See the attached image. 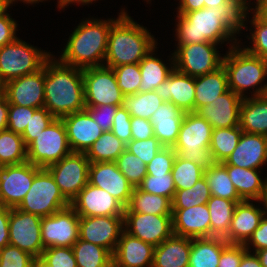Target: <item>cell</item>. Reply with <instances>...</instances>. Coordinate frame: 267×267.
I'll return each instance as SVG.
<instances>
[{
  "mask_svg": "<svg viewBox=\"0 0 267 267\" xmlns=\"http://www.w3.org/2000/svg\"><path fill=\"white\" fill-rule=\"evenodd\" d=\"M242 16L231 4L204 7L185 14H177L175 35L178 44L176 45L231 42L230 47L236 46L241 42L235 37L243 30Z\"/></svg>",
  "mask_w": 267,
  "mask_h": 267,
  "instance_id": "6da1fadb",
  "label": "cell"
},
{
  "mask_svg": "<svg viewBox=\"0 0 267 267\" xmlns=\"http://www.w3.org/2000/svg\"><path fill=\"white\" fill-rule=\"evenodd\" d=\"M45 68L44 107L55 118L84 110L83 69L63 64L51 55Z\"/></svg>",
  "mask_w": 267,
  "mask_h": 267,
  "instance_id": "7a4b0ae2",
  "label": "cell"
},
{
  "mask_svg": "<svg viewBox=\"0 0 267 267\" xmlns=\"http://www.w3.org/2000/svg\"><path fill=\"white\" fill-rule=\"evenodd\" d=\"M115 21V18L100 20L94 17L81 21L70 34L58 60L81 69L103 66L110 27Z\"/></svg>",
  "mask_w": 267,
  "mask_h": 267,
  "instance_id": "3957f363",
  "label": "cell"
},
{
  "mask_svg": "<svg viewBox=\"0 0 267 267\" xmlns=\"http://www.w3.org/2000/svg\"><path fill=\"white\" fill-rule=\"evenodd\" d=\"M111 25L104 65L114 68L139 63L157 45L146 27L133 21L123 9Z\"/></svg>",
  "mask_w": 267,
  "mask_h": 267,
  "instance_id": "277c9868",
  "label": "cell"
},
{
  "mask_svg": "<svg viewBox=\"0 0 267 267\" xmlns=\"http://www.w3.org/2000/svg\"><path fill=\"white\" fill-rule=\"evenodd\" d=\"M240 46L241 44H237L229 47L223 57L222 65L227 73L228 89L242 98L248 97L245 92L250 91L249 88H255L251 96L267 95V83L262 85L267 77L265 59L250 54Z\"/></svg>",
  "mask_w": 267,
  "mask_h": 267,
  "instance_id": "5b68a950",
  "label": "cell"
},
{
  "mask_svg": "<svg viewBox=\"0 0 267 267\" xmlns=\"http://www.w3.org/2000/svg\"><path fill=\"white\" fill-rule=\"evenodd\" d=\"M212 130L210 123L196 112H186L173 146L174 151L204 169L214 166L216 161L209 149Z\"/></svg>",
  "mask_w": 267,
  "mask_h": 267,
  "instance_id": "8992f818",
  "label": "cell"
},
{
  "mask_svg": "<svg viewBox=\"0 0 267 267\" xmlns=\"http://www.w3.org/2000/svg\"><path fill=\"white\" fill-rule=\"evenodd\" d=\"M17 38L0 47V77L6 83L37 72L52 55Z\"/></svg>",
  "mask_w": 267,
  "mask_h": 267,
  "instance_id": "52a82bcc",
  "label": "cell"
},
{
  "mask_svg": "<svg viewBox=\"0 0 267 267\" xmlns=\"http://www.w3.org/2000/svg\"><path fill=\"white\" fill-rule=\"evenodd\" d=\"M68 206L70 202L61 193L51 173L46 168H41L35 174L29 191L16 208L46 217Z\"/></svg>",
  "mask_w": 267,
  "mask_h": 267,
  "instance_id": "ba28073f",
  "label": "cell"
},
{
  "mask_svg": "<svg viewBox=\"0 0 267 267\" xmlns=\"http://www.w3.org/2000/svg\"><path fill=\"white\" fill-rule=\"evenodd\" d=\"M72 153L61 118H55L27 146V162L47 168Z\"/></svg>",
  "mask_w": 267,
  "mask_h": 267,
  "instance_id": "9c48e42d",
  "label": "cell"
},
{
  "mask_svg": "<svg viewBox=\"0 0 267 267\" xmlns=\"http://www.w3.org/2000/svg\"><path fill=\"white\" fill-rule=\"evenodd\" d=\"M217 45L212 42L177 45L173 52L175 69L192 77L217 70L224 57L218 53Z\"/></svg>",
  "mask_w": 267,
  "mask_h": 267,
  "instance_id": "30bf717a",
  "label": "cell"
},
{
  "mask_svg": "<svg viewBox=\"0 0 267 267\" xmlns=\"http://www.w3.org/2000/svg\"><path fill=\"white\" fill-rule=\"evenodd\" d=\"M86 107L122 105L121 92L112 68L103 66L83 69Z\"/></svg>",
  "mask_w": 267,
  "mask_h": 267,
  "instance_id": "8fae6325",
  "label": "cell"
},
{
  "mask_svg": "<svg viewBox=\"0 0 267 267\" xmlns=\"http://www.w3.org/2000/svg\"><path fill=\"white\" fill-rule=\"evenodd\" d=\"M90 161L86 153L72 152L46 169L51 173L63 196L71 202L88 184Z\"/></svg>",
  "mask_w": 267,
  "mask_h": 267,
  "instance_id": "7c38bea8",
  "label": "cell"
},
{
  "mask_svg": "<svg viewBox=\"0 0 267 267\" xmlns=\"http://www.w3.org/2000/svg\"><path fill=\"white\" fill-rule=\"evenodd\" d=\"M42 217L24 212L18 208H10L9 244L29 253L34 258L42 255L41 239Z\"/></svg>",
  "mask_w": 267,
  "mask_h": 267,
  "instance_id": "4fadbf2b",
  "label": "cell"
},
{
  "mask_svg": "<svg viewBox=\"0 0 267 267\" xmlns=\"http://www.w3.org/2000/svg\"><path fill=\"white\" fill-rule=\"evenodd\" d=\"M79 215L68 206L41 219V239L44 248L72 247L79 239Z\"/></svg>",
  "mask_w": 267,
  "mask_h": 267,
  "instance_id": "5bb4252c",
  "label": "cell"
},
{
  "mask_svg": "<svg viewBox=\"0 0 267 267\" xmlns=\"http://www.w3.org/2000/svg\"><path fill=\"white\" fill-rule=\"evenodd\" d=\"M40 169L30 162L0 166V206L17 207L29 191L35 174Z\"/></svg>",
  "mask_w": 267,
  "mask_h": 267,
  "instance_id": "9a60e30c",
  "label": "cell"
},
{
  "mask_svg": "<svg viewBox=\"0 0 267 267\" xmlns=\"http://www.w3.org/2000/svg\"><path fill=\"white\" fill-rule=\"evenodd\" d=\"M124 231L156 247L173 234L172 215L124 212Z\"/></svg>",
  "mask_w": 267,
  "mask_h": 267,
  "instance_id": "2e32d148",
  "label": "cell"
},
{
  "mask_svg": "<svg viewBox=\"0 0 267 267\" xmlns=\"http://www.w3.org/2000/svg\"><path fill=\"white\" fill-rule=\"evenodd\" d=\"M123 231L124 216H94L79 219V238L104 247L112 255Z\"/></svg>",
  "mask_w": 267,
  "mask_h": 267,
  "instance_id": "e0dca14e",
  "label": "cell"
},
{
  "mask_svg": "<svg viewBox=\"0 0 267 267\" xmlns=\"http://www.w3.org/2000/svg\"><path fill=\"white\" fill-rule=\"evenodd\" d=\"M79 217L124 216L125 207L109 192L87 184L70 202Z\"/></svg>",
  "mask_w": 267,
  "mask_h": 267,
  "instance_id": "ac0fdd59",
  "label": "cell"
},
{
  "mask_svg": "<svg viewBox=\"0 0 267 267\" xmlns=\"http://www.w3.org/2000/svg\"><path fill=\"white\" fill-rule=\"evenodd\" d=\"M45 68L5 83V98L9 104L31 107H44Z\"/></svg>",
  "mask_w": 267,
  "mask_h": 267,
  "instance_id": "d6986e66",
  "label": "cell"
},
{
  "mask_svg": "<svg viewBox=\"0 0 267 267\" xmlns=\"http://www.w3.org/2000/svg\"><path fill=\"white\" fill-rule=\"evenodd\" d=\"M88 183L106 190L124 207L128 205L134 189L120 172L116 162L90 163Z\"/></svg>",
  "mask_w": 267,
  "mask_h": 267,
  "instance_id": "ffe728a7",
  "label": "cell"
},
{
  "mask_svg": "<svg viewBox=\"0 0 267 267\" xmlns=\"http://www.w3.org/2000/svg\"><path fill=\"white\" fill-rule=\"evenodd\" d=\"M61 119L72 152L86 153L104 132L86 109L68 114Z\"/></svg>",
  "mask_w": 267,
  "mask_h": 267,
  "instance_id": "44dd1931",
  "label": "cell"
},
{
  "mask_svg": "<svg viewBox=\"0 0 267 267\" xmlns=\"http://www.w3.org/2000/svg\"><path fill=\"white\" fill-rule=\"evenodd\" d=\"M267 163V136L242 132L238 144L223 165L261 170Z\"/></svg>",
  "mask_w": 267,
  "mask_h": 267,
  "instance_id": "7402d4cb",
  "label": "cell"
},
{
  "mask_svg": "<svg viewBox=\"0 0 267 267\" xmlns=\"http://www.w3.org/2000/svg\"><path fill=\"white\" fill-rule=\"evenodd\" d=\"M243 98L228 89L213 102L195 112L206 119L213 129L239 126L240 105Z\"/></svg>",
  "mask_w": 267,
  "mask_h": 267,
  "instance_id": "603a6c76",
  "label": "cell"
},
{
  "mask_svg": "<svg viewBox=\"0 0 267 267\" xmlns=\"http://www.w3.org/2000/svg\"><path fill=\"white\" fill-rule=\"evenodd\" d=\"M165 102L174 103L183 112H194L195 77L174 70L156 89Z\"/></svg>",
  "mask_w": 267,
  "mask_h": 267,
  "instance_id": "cb8c5ba5",
  "label": "cell"
},
{
  "mask_svg": "<svg viewBox=\"0 0 267 267\" xmlns=\"http://www.w3.org/2000/svg\"><path fill=\"white\" fill-rule=\"evenodd\" d=\"M173 234L188 238H210V213L207 204L172 209Z\"/></svg>",
  "mask_w": 267,
  "mask_h": 267,
  "instance_id": "d4e9b609",
  "label": "cell"
},
{
  "mask_svg": "<svg viewBox=\"0 0 267 267\" xmlns=\"http://www.w3.org/2000/svg\"><path fill=\"white\" fill-rule=\"evenodd\" d=\"M154 248L123 231L112 255L113 267H152Z\"/></svg>",
  "mask_w": 267,
  "mask_h": 267,
  "instance_id": "484cf974",
  "label": "cell"
},
{
  "mask_svg": "<svg viewBox=\"0 0 267 267\" xmlns=\"http://www.w3.org/2000/svg\"><path fill=\"white\" fill-rule=\"evenodd\" d=\"M253 202L255 201L243 200L237 203L227 234L228 243L245 244L260 225L264 217L263 209Z\"/></svg>",
  "mask_w": 267,
  "mask_h": 267,
  "instance_id": "4316f807",
  "label": "cell"
},
{
  "mask_svg": "<svg viewBox=\"0 0 267 267\" xmlns=\"http://www.w3.org/2000/svg\"><path fill=\"white\" fill-rule=\"evenodd\" d=\"M184 115L185 112L174 103L166 101L152 115L150 121L154 128V136L164 147L175 145Z\"/></svg>",
  "mask_w": 267,
  "mask_h": 267,
  "instance_id": "83f0119b",
  "label": "cell"
},
{
  "mask_svg": "<svg viewBox=\"0 0 267 267\" xmlns=\"http://www.w3.org/2000/svg\"><path fill=\"white\" fill-rule=\"evenodd\" d=\"M191 238L172 234L154 248L152 267H188Z\"/></svg>",
  "mask_w": 267,
  "mask_h": 267,
  "instance_id": "f1b7e54d",
  "label": "cell"
},
{
  "mask_svg": "<svg viewBox=\"0 0 267 267\" xmlns=\"http://www.w3.org/2000/svg\"><path fill=\"white\" fill-rule=\"evenodd\" d=\"M239 126L243 132L267 136V95L243 98Z\"/></svg>",
  "mask_w": 267,
  "mask_h": 267,
  "instance_id": "f546056e",
  "label": "cell"
},
{
  "mask_svg": "<svg viewBox=\"0 0 267 267\" xmlns=\"http://www.w3.org/2000/svg\"><path fill=\"white\" fill-rule=\"evenodd\" d=\"M228 176L242 200L259 201L267 178L261 179V170L224 165ZM260 171V172H259Z\"/></svg>",
  "mask_w": 267,
  "mask_h": 267,
  "instance_id": "4dcf8cb0",
  "label": "cell"
},
{
  "mask_svg": "<svg viewBox=\"0 0 267 267\" xmlns=\"http://www.w3.org/2000/svg\"><path fill=\"white\" fill-rule=\"evenodd\" d=\"M228 90L227 73L223 65L217 70L195 77L194 112L213 102Z\"/></svg>",
  "mask_w": 267,
  "mask_h": 267,
  "instance_id": "1f68e13d",
  "label": "cell"
},
{
  "mask_svg": "<svg viewBox=\"0 0 267 267\" xmlns=\"http://www.w3.org/2000/svg\"><path fill=\"white\" fill-rule=\"evenodd\" d=\"M152 49L138 64L141 72V83L139 92H150L155 89L166 79L170 73L174 70V56L172 53L170 66L165 64L163 60L155 57V49ZM167 65V66H166Z\"/></svg>",
  "mask_w": 267,
  "mask_h": 267,
  "instance_id": "d6a6232c",
  "label": "cell"
},
{
  "mask_svg": "<svg viewBox=\"0 0 267 267\" xmlns=\"http://www.w3.org/2000/svg\"><path fill=\"white\" fill-rule=\"evenodd\" d=\"M227 244L222 238H191L188 267H217L222 249Z\"/></svg>",
  "mask_w": 267,
  "mask_h": 267,
  "instance_id": "836d02e7",
  "label": "cell"
},
{
  "mask_svg": "<svg viewBox=\"0 0 267 267\" xmlns=\"http://www.w3.org/2000/svg\"><path fill=\"white\" fill-rule=\"evenodd\" d=\"M239 202L211 196L207 202L210 213V237L222 238L227 241V234L235 207Z\"/></svg>",
  "mask_w": 267,
  "mask_h": 267,
  "instance_id": "e575fe53",
  "label": "cell"
},
{
  "mask_svg": "<svg viewBox=\"0 0 267 267\" xmlns=\"http://www.w3.org/2000/svg\"><path fill=\"white\" fill-rule=\"evenodd\" d=\"M124 212H137L154 215H172V202L169 198L150 194L134 188Z\"/></svg>",
  "mask_w": 267,
  "mask_h": 267,
  "instance_id": "d590c367",
  "label": "cell"
},
{
  "mask_svg": "<svg viewBox=\"0 0 267 267\" xmlns=\"http://www.w3.org/2000/svg\"><path fill=\"white\" fill-rule=\"evenodd\" d=\"M72 250L77 267H113L112 254L102 246L79 238Z\"/></svg>",
  "mask_w": 267,
  "mask_h": 267,
  "instance_id": "8d00e7d4",
  "label": "cell"
},
{
  "mask_svg": "<svg viewBox=\"0 0 267 267\" xmlns=\"http://www.w3.org/2000/svg\"><path fill=\"white\" fill-rule=\"evenodd\" d=\"M126 150V144L111 131H104L102 135L87 150L86 156L90 163L115 162Z\"/></svg>",
  "mask_w": 267,
  "mask_h": 267,
  "instance_id": "74e56055",
  "label": "cell"
},
{
  "mask_svg": "<svg viewBox=\"0 0 267 267\" xmlns=\"http://www.w3.org/2000/svg\"><path fill=\"white\" fill-rule=\"evenodd\" d=\"M204 176L211 191V195L235 202H242L234 184L228 176L227 169L222 163L204 170Z\"/></svg>",
  "mask_w": 267,
  "mask_h": 267,
  "instance_id": "f35d334b",
  "label": "cell"
},
{
  "mask_svg": "<svg viewBox=\"0 0 267 267\" xmlns=\"http://www.w3.org/2000/svg\"><path fill=\"white\" fill-rule=\"evenodd\" d=\"M27 162V146L21 134L8 129L0 132V166Z\"/></svg>",
  "mask_w": 267,
  "mask_h": 267,
  "instance_id": "ab89813d",
  "label": "cell"
},
{
  "mask_svg": "<svg viewBox=\"0 0 267 267\" xmlns=\"http://www.w3.org/2000/svg\"><path fill=\"white\" fill-rule=\"evenodd\" d=\"M240 126L212 130L210 151L216 163H223L236 148L242 134Z\"/></svg>",
  "mask_w": 267,
  "mask_h": 267,
  "instance_id": "60d3db41",
  "label": "cell"
},
{
  "mask_svg": "<svg viewBox=\"0 0 267 267\" xmlns=\"http://www.w3.org/2000/svg\"><path fill=\"white\" fill-rule=\"evenodd\" d=\"M163 102L156 91L138 92L132 95H124L121 106L128 110L131 117L150 120Z\"/></svg>",
  "mask_w": 267,
  "mask_h": 267,
  "instance_id": "b9f144b4",
  "label": "cell"
},
{
  "mask_svg": "<svg viewBox=\"0 0 267 267\" xmlns=\"http://www.w3.org/2000/svg\"><path fill=\"white\" fill-rule=\"evenodd\" d=\"M211 191L205 176L200 178L193 187L176 190L172 202V209H186L192 206L207 204Z\"/></svg>",
  "mask_w": 267,
  "mask_h": 267,
  "instance_id": "7bdbcfd3",
  "label": "cell"
},
{
  "mask_svg": "<svg viewBox=\"0 0 267 267\" xmlns=\"http://www.w3.org/2000/svg\"><path fill=\"white\" fill-rule=\"evenodd\" d=\"M204 170L200 165L187 161L177 154L171 171L176 190L193 187L204 176Z\"/></svg>",
  "mask_w": 267,
  "mask_h": 267,
  "instance_id": "ee69618b",
  "label": "cell"
},
{
  "mask_svg": "<svg viewBox=\"0 0 267 267\" xmlns=\"http://www.w3.org/2000/svg\"><path fill=\"white\" fill-rule=\"evenodd\" d=\"M115 162L120 172L134 188L138 187L147 175L146 164L143 160L127 150Z\"/></svg>",
  "mask_w": 267,
  "mask_h": 267,
  "instance_id": "f6af8a7d",
  "label": "cell"
},
{
  "mask_svg": "<svg viewBox=\"0 0 267 267\" xmlns=\"http://www.w3.org/2000/svg\"><path fill=\"white\" fill-rule=\"evenodd\" d=\"M138 188L146 193L167 197L171 201L176 191L171 172L167 174H147Z\"/></svg>",
  "mask_w": 267,
  "mask_h": 267,
  "instance_id": "bcb514c9",
  "label": "cell"
},
{
  "mask_svg": "<svg viewBox=\"0 0 267 267\" xmlns=\"http://www.w3.org/2000/svg\"><path fill=\"white\" fill-rule=\"evenodd\" d=\"M118 86L124 95H132L139 92L141 72L139 64H127L112 68Z\"/></svg>",
  "mask_w": 267,
  "mask_h": 267,
  "instance_id": "7dc6e473",
  "label": "cell"
},
{
  "mask_svg": "<svg viewBox=\"0 0 267 267\" xmlns=\"http://www.w3.org/2000/svg\"><path fill=\"white\" fill-rule=\"evenodd\" d=\"M252 14V19L249 22L251 24L249 29L251 37L248 39L252 40L250 43L253 42V45L243 48L250 54L265 59L267 57V23L259 15Z\"/></svg>",
  "mask_w": 267,
  "mask_h": 267,
  "instance_id": "c3c4849f",
  "label": "cell"
},
{
  "mask_svg": "<svg viewBox=\"0 0 267 267\" xmlns=\"http://www.w3.org/2000/svg\"><path fill=\"white\" fill-rule=\"evenodd\" d=\"M54 119L45 107L37 109L21 134L25 145L28 146Z\"/></svg>",
  "mask_w": 267,
  "mask_h": 267,
  "instance_id": "681fc988",
  "label": "cell"
},
{
  "mask_svg": "<svg viewBox=\"0 0 267 267\" xmlns=\"http://www.w3.org/2000/svg\"><path fill=\"white\" fill-rule=\"evenodd\" d=\"M163 147L160 141L153 136L146 140L132 139L126 145V150L138 156L147 165Z\"/></svg>",
  "mask_w": 267,
  "mask_h": 267,
  "instance_id": "f907efd6",
  "label": "cell"
},
{
  "mask_svg": "<svg viewBox=\"0 0 267 267\" xmlns=\"http://www.w3.org/2000/svg\"><path fill=\"white\" fill-rule=\"evenodd\" d=\"M34 257L16 246L0 248V267H32Z\"/></svg>",
  "mask_w": 267,
  "mask_h": 267,
  "instance_id": "816d5d0a",
  "label": "cell"
},
{
  "mask_svg": "<svg viewBox=\"0 0 267 267\" xmlns=\"http://www.w3.org/2000/svg\"><path fill=\"white\" fill-rule=\"evenodd\" d=\"M36 110V108L9 104L7 129L22 134Z\"/></svg>",
  "mask_w": 267,
  "mask_h": 267,
  "instance_id": "f5cc1de1",
  "label": "cell"
},
{
  "mask_svg": "<svg viewBox=\"0 0 267 267\" xmlns=\"http://www.w3.org/2000/svg\"><path fill=\"white\" fill-rule=\"evenodd\" d=\"M41 257L53 267H77L72 247H49Z\"/></svg>",
  "mask_w": 267,
  "mask_h": 267,
  "instance_id": "db71d44e",
  "label": "cell"
},
{
  "mask_svg": "<svg viewBox=\"0 0 267 267\" xmlns=\"http://www.w3.org/2000/svg\"><path fill=\"white\" fill-rule=\"evenodd\" d=\"M173 147H163L146 165L147 174H167L172 171L176 157Z\"/></svg>",
  "mask_w": 267,
  "mask_h": 267,
  "instance_id": "11a10c76",
  "label": "cell"
},
{
  "mask_svg": "<svg viewBox=\"0 0 267 267\" xmlns=\"http://www.w3.org/2000/svg\"><path fill=\"white\" fill-rule=\"evenodd\" d=\"M111 132L126 145L132 140L131 115L126 108L120 106L114 116Z\"/></svg>",
  "mask_w": 267,
  "mask_h": 267,
  "instance_id": "9f6ffc18",
  "label": "cell"
},
{
  "mask_svg": "<svg viewBox=\"0 0 267 267\" xmlns=\"http://www.w3.org/2000/svg\"><path fill=\"white\" fill-rule=\"evenodd\" d=\"M121 105H101L86 107L93 120L98 123L103 131H111L114 116Z\"/></svg>",
  "mask_w": 267,
  "mask_h": 267,
  "instance_id": "6f0895ef",
  "label": "cell"
},
{
  "mask_svg": "<svg viewBox=\"0 0 267 267\" xmlns=\"http://www.w3.org/2000/svg\"><path fill=\"white\" fill-rule=\"evenodd\" d=\"M247 252L244 244L228 243L220 255L217 267H239L242 256Z\"/></svg>",
  "mask_w": 267,
  "mask_h": 267,
  "instance_id": "680465c9",
  "label": "cell"
},
{
  "mask_svg": "<svg viewBox=\"0 0 267 267\" xmlns=\"http://www.w3.org/2000/svg\"><path fill=\"white\" fill-rule=\"evenodd\" d=\"M244 246L249 252H251L252 248L253 250L255 249L253 252L267 248V217H263L260 225L254 230Z\"/></svg>",
  "mask_w": 267,
  "mask_h": 267,
  "instance_id": "91938a15",
  "label": "cell"
},
{
  "mask_svg": "<svg viewBox=\"0 0 267 267\" xmlns=\"http://www.w3.org/2000/svg\"><path fill=\"white\" fill-rule=\"evenodd\" d=\"M17 22L7 13L0 17V47L12 43L18 37L16 35Z\"/></svg>",
  "mask_w": 267,
  "mask_h": 267,
  "instance_id": "94428289",
  "label": "cell"
},
{
  "mask_svg": "<svg viewBox=\"0 0 267 267\" xmlns=\"http://www.w3.org/2000/svg\"><path fill=\"white\" fill-rule=\"evenodd\" d=\"M131 134L134 140H146L154 136V128L150 120L131 117Z\"/></svg>",
  "mask_w": 267,
  "mask_h": 267,
  "instance_id": "6125c7cd",
  "label": "cell"
},
{
  "mask_svg": "<svg viewBox=\"0 0 267 267\" xmlns=\"http://www.w3.org/2000/svg\"><path fill=\"white\" fill-rule=\"evenodd\" d=\"M10 208L0 206V248L9 244Z\"/></svg>",
  "mask_w": 267,
  "mask_h": 267,
  "instance_id": "be15d7a7",
  "label": "cell"
},
{
  "mask_svg": "<svg viewBox=\"0 0 267 267\" xmlns=\"http://www.w3.org/2000/svg\"><path fill=\"white\" fill-rule=\"evenodd\" d=\"M205 7L204 0H179L177 14L196 11Z\"/></svg>",
  "mask_w": 267,
  "mask_h": 267,
  "instance_id": "e7e4bbea",
  "label": "cell"
},
{
  "mask_svg": "<svg viewBox=\"0 0 267 267\" xmlns=\"http://www.w3.org/2000/svg\"><path fill=\"white\" fill-rule=\"evenodd\" d=\"M251 0H228V2L235 8L237 9L243 16H242V28H246V30H248V27H246V22L247 21V16H248V12L249 10L251 11V13H253V8H250V2ZM249 4V5H248Z\"/></svg>",
  "mask_w": 267,
  "mask_h": 267,
  "instance_id": "03108f58",
  "label": "cell"
},
{
  "mask_svg": "<svg viewBox=\"0 0 267 267\" xmlns=\"http://www.w3.org/2000/svg\"><path fill=\"white\" fill-rule=\"evenodd\" d=\"M9 102L4 97L0 99V132L7 129Z\"/></svg>",
  "mask_w": 267,
  "mask_h": 267,
  "instance_id": "003e7915",
  "label": "cell"
},
{
  "mask_svg": "<svg viewBox=\"0 0 267 267\" xmlns=\"http://www.w3.org/2000/svg\"><path fill=\"white\" fill-rule=\"evenodd\" d=\"M239 267H262L257 255L247 251L241 259Z\"/></svg>",
  "mask_w": 267,
  "mask_h": 267,
  "instance_id": "a7ac6f4b",
  "label": "cell"
},
{
  "mask_svg": "<svg viewBox=\"0 0 267 267\" xmlns=\"http://www.w3.org/2000/svg\"><path fill=\"white\" fill-rule=\"evenodd\" d=\"M74 4V3H81L83 5H87L92 3V0H58V7L59 9H63L67 6H69L70 4Z\"/></svg>",
  "mask_w": 267,
  "mask_h": 267,
  "instance_id": "89a4df30",
  "label": "cell"
},
{
  "mask_svg": "<svg viewBox=\"0 0 267 267\" xmlns=\"http://www.w3.org/2000/svg\"><path fill=\"white\" fill-rule=\"evenodd\" d=\"M254 253L257 255L262 267H267V248L258 250Z\"/></svg>",
  "mask_w": 267,
  "mask_h": 267,
  "instance_id": "2644e50d",
  "label": "cell"
},
{
  "mask_svg": "<svg viewBox=\"0 0 267 267\" xmlns=\"http://www.w3.org/2000/svg\"><path fill=\"white\" fill-rule=\"evenodd\" d=\"M253 12H267V0H256Z\"/></svg>",
  "mask_w": 267,
  "mask_h": 267,
  "instance_id": "8c879c8a",
  "label": "cell"
},
{
  "mask_svg": "<svg viewBox=\"0 0 267 267\" xmlns=\"http://www.w3.org/2000/svg\"><path fill=\"white\" fill-rule=\"evenodd\" d=\"M260 204H263V213H264V217H267V183L265 185V189L262 192L261 198L259 201ZM262 202V203H261Z\"/></svg>",
  "mask_w": 267,
  "mask_h": 267,
  "instance_id": "753ad0ef",
  "label": "cell"
},
{
  "mask_svg": "<svg viewBox=\"0 0 267 267\" xmlns=\"http://www.w3.org/2000/svg\"><path fill=\"white\" fill-rule=\"evenodd\" d=\"M205 8L220 6L221 4H230L228 0H204Z\"/></svg>",
  "mask_w": 267,
  "mask_h": 267,
  "instance_id": "34e18365",
  "label": "cell"
},
{
  "mask_svg": "<svg viewBox=\"0 0 267 267\" xmlns=\"http://www.w3.org/2000/svg\"><path fill=\"white\" fill-rule=\"evenodd\" d=\"M32 267H53L46 262L41 256L34 258Z\"/></svg>",
  "mask_w": 267,
  "mask_h": 267,
  "instance_id": "11e5206c",
  "label": "cell"
},
{
  "mask_svg": "<svg viewBox=\"0 0 267 267\" xmlns=\"http://www.w3.org/2000/svg\"><path fill=\"white\" fill-rule=\"evenodd\" d=\"M8 8H10L8 0H0V17L7 14Z\"/></svg>",
  "mask_w": 267,
  "mask_h": 267,
  "instance_id": "2a66077c",
  "label": "cell"
},
{
  "mask_svg": "<svg viewBox=\"0 0 267 267\" xmlns=\"http://www.w3.org/2000/svg\"><path fill=\"white\" fill-rule=\"evenodd\" d=\"M18 2V1H22L23 3H26V4H35V3H39V2H43L45 0H8L10 6L11 4H13L14 2Z\"/></svg>",
  "mask_w": 267,
  "mask_h": 267,
  "instance_id": "b9fcfbb0",
  "label": "cell"
},
{
  "mask_svg": "<svg viewBox=\"0 0 267 267\" xmlns=\"http://www.w3.org/2000/svg\"><path fill=\"white\" fill-rule=\"evenodd\" d=\"M5 97V82L0 77V99Z\"/></svg>",
  "mask_w": 267,
  "mask_h": 267,
  "instance_id": "09005b40",
  "label": "cell"
},
{
  "mask_svg": "<svg viewBox=\"0 0 267 267\" xmlns=\"http://www.w3.org/2000/svg\"><path fill=\"white\" fill-rule=\"evenodd\" d=\"M256 15H259L267 23V12H253Z\"/></svg>",
  "mask_w": 267,
  "mask_h": 267,
  "instance_id": "979ff035",
  "label": "cell"
}]
</instances>
